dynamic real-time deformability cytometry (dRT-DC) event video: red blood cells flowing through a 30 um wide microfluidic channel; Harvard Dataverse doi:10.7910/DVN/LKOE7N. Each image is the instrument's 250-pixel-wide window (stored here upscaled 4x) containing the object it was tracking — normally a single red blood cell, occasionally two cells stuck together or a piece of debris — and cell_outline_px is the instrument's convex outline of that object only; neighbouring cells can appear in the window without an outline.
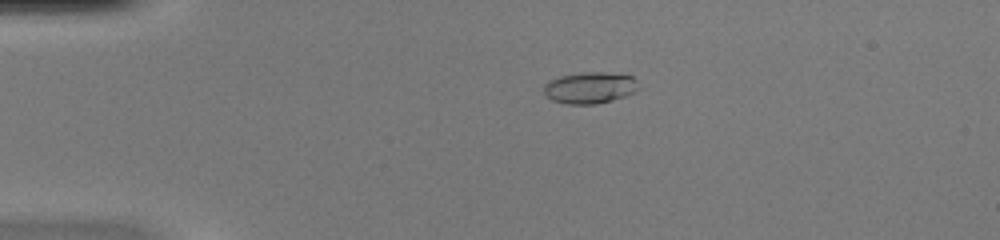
{"species": "common noctule bat (a hibernating species)", "species_latin": "Nyctalus noctula", "temperature_condition": "warm", "stored_images_in_passage": 41, "camera_frame_rate_fps": 3000, "um_per_image_px": 0.085, "animal": {"sex": "female", "body_mass_g": 20.0, "forearm_length_mm": 54.0}, "frame": {"image": 1, "passage_image": 1, "time_ms": 0.0, "image_size_px": [1000, 240], "cell_outline_px": [[640, 88], [636, 92], [612, 100], [596, 104], [568, 104], [552, 100], [544, 92], [544, 84], [548, 80], [560, 76], [580, 72], [604, 72], [632, 76], [636, 80]], "centroid_in_image_um": [50.15, 7.45], "position_along_channel_um": 34.9, "area_um2": 17.46}}
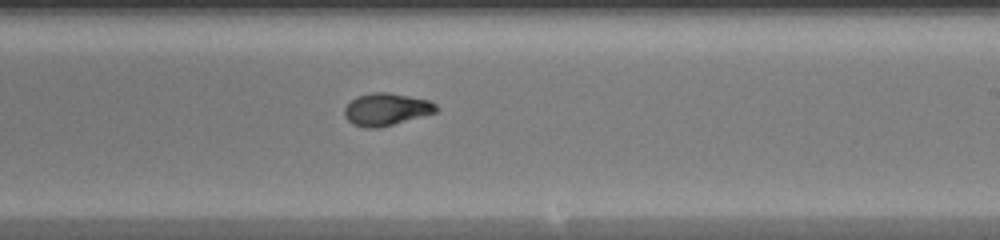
{"frame": {"image": 2, "passage_image": 21, "time_ms": 6.667, "image_size_px": [1000, 240], "cell_outline_px": [[440, 108], [436, 112], [392, 124], [376, 128], [364, 128], [352, 124], [344, 116], [344, 108], [356, 96], [372, 92], [388, 92], [428, 100], [436, 104]], "centroid_in_image_um": [32.81, 9.29], "position_along_channel_um": 256.2, "area_um2": 17.17}}
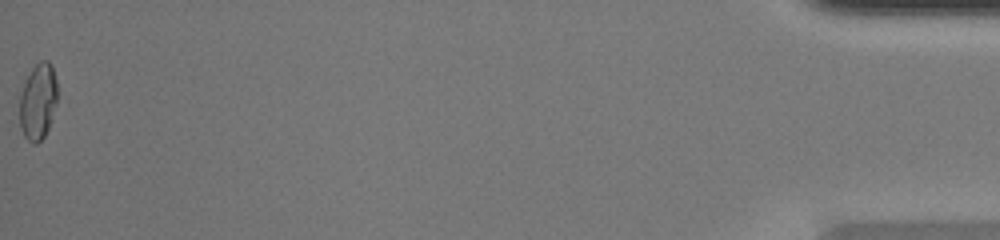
{"frame": {"image": 3, "passage_image": 41, "time_ms": 13.333, "image_size_px": [1000, 240], "cell_outline_px": [[56, 104], [48, 128], [44, 136], [36, 144], [32, 144], [24, 136], [20, 128], [20, 96], [24, 84], [32, 68], [40, 60], [48, 60], [52, 64], [56, 80]], "centroid_in_image_um": [3.23, 8.62], "position_along_channel_um": 432.0, "area_um2": 16.65}, "authors_computed_cell_mechanics": {"area_um2": 16.8776, "velocity_mm_per_s": 4.082, "shape_relaxation_time_tau1_ms": 6.9718, "shape_relaxation_time_tau2_ms": 1.2954, "deformation_change_tau1": 0.2568, "deformation_change_tau2": 0.0602}}